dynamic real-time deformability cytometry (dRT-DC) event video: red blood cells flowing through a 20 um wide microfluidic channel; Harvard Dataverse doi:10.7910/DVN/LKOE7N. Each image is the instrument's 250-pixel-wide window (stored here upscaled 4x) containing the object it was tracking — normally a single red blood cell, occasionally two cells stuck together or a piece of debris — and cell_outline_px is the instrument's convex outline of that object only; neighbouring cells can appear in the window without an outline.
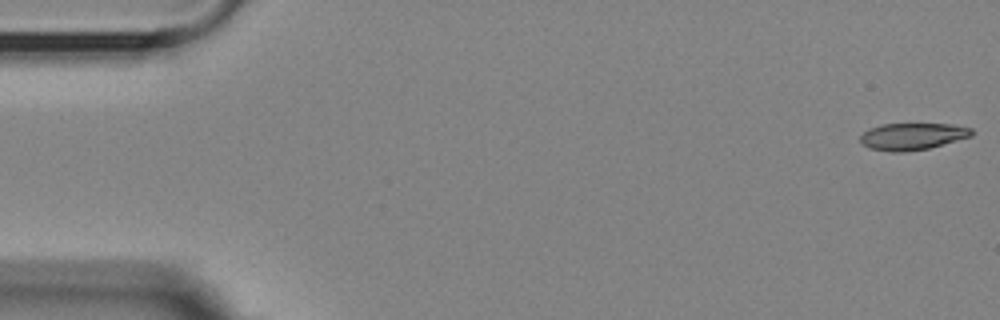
{"species": "Egyptian fruit bat (a non-hibernating species)", "species_latin": "Rousettus aegyptiacus", "temperature_condition": "room temperature", "stored_images_in_passage": 10, "camera_frame_rate_fps": 3000, "um_per_image_px": 0.085, "animal": {"sex": "female"}, "frame": {"image": 1, "passage_image": 1, "time_ms": 0.0, "image_size_px": [1000, 320], "cell_outline_px": [[972, 136], [928, 148], [900, 152], [892, 152], [868, 148], [860, 144], [860, 136], [868, 128], [880, 124], [952, 124], [972, 128]], "centroid_in_image_um": [77.5, 11.59], "position_along_channel_um": 7.5, "area_um2": 17.46}}